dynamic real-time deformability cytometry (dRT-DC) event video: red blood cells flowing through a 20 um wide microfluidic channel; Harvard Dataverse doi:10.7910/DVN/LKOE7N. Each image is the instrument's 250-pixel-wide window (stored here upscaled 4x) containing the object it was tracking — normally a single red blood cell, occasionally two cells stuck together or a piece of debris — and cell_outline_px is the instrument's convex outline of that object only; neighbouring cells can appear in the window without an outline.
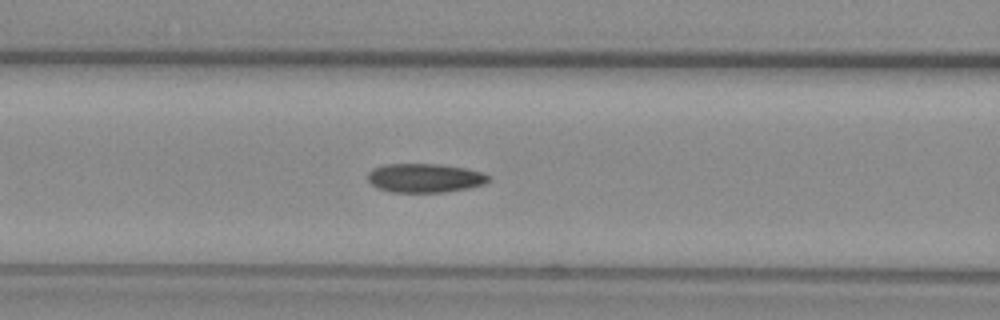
{"species": "common noctule bat (a hibernating species)", "species_latin": "Nyctalus noctula", "temperature_condition": "warm", "stored_images_in_passage": 43, "camera_frame_rate_fps": 3000, "um_per_image_px": 0.085, "animal": {"sex": "female", "body_mass_g": 29.2, "forearm_length_mm": 56.3}, "frame": {"image": 1, "passage_image": 12, "time_ms": 3.667, "image_size_px": [1000, 320], "cell_outline_px": [[492, 180], [484, 184], [468, 188], [444, 192], [392, 192], [376, 188], [368, 180], [368, 172], [372, 168], [384, 164], [440, 164], [464, 168], [480, 172], [492, 176]], "centroid_in_image_um": [36.11, 15.13], "position_along_channel_um": 130.5, "area_um2": 20.52}}
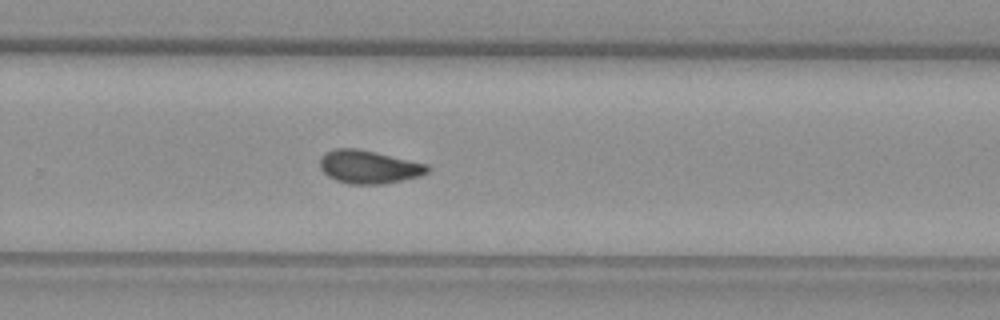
{"frame": {"image": 2, "passage_image": 25, "time_ms": 8.0, "image_size_px": [1000, 320], "cell_outline_px": [[428, 172], [420, 176], [384, 184], [348, 184], [336, 180], [328, 176], [320, 168], [320, 156], [324, 152], [336, 148], [356, 148], [428, 164]], "centroid_in_image_um": [31.31, 14.19], "position_along_channel_um": 298.5, "area_um2": 20.75}}
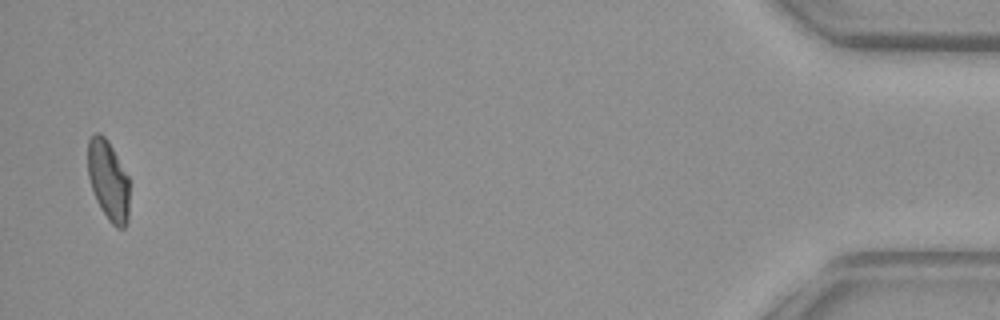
{"frame": {"image": 3, "passage_image": 42, "time_ms": 13.667, "image_size_px": [1000, 320], "cell_outline_px": [[128, 220], [124, 228], [116, 228], [108, 220], [100, 208], [96, 200], [88, 176], [88, 140], [96, 132], [100, 132], [108, 140], [128, 176]], "centroid_in_image_um": [9.2, 15.33], "position_along_channel_um": 426.0, "area_um2": 19.36}, "authors_computed_cell_mechanics": {"area_um2": 20.3456, "velocity_mm_per_s": 3.8953, "shape_relaxation_time_tau1_ms": null, "shape_relaxation_time_tau2_ms": 2.9439, "deformation_change_tau1": null, "deformation_change_tau2": 0.0769}}